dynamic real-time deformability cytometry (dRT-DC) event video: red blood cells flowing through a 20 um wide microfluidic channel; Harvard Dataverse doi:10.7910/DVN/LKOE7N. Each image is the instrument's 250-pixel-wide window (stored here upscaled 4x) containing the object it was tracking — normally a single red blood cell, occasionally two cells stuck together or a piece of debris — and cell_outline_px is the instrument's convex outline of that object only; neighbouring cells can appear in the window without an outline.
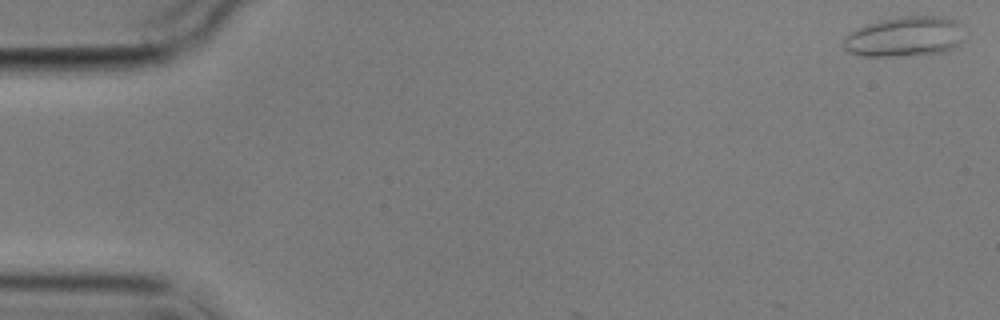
{"species": "common noctule bat (a hibernating species)", "species_latin": "Nyctalus noctula", "temperature_condition": "cold", "stored_images_in_passage": 2, "camera_frame_rate_fps": 3000, "um_per_image_px": 0.085, "animal": {"sex": "male", "body_mass_g": 17.9}, "frame": {"image": 1, "passage_image": 1, "time_ms": 0.0, "image_size_px": [1000, 320], "cell_outline_px": [[956, 44], [952, 48], [940, 52], [888, 56], [860, 56], [848, 52], [844, 48], [844, 36], [848, 32], [868, 24], [880, 20], [900, 16], [944, 16], [952, 20], [956, 24]], "centroid_in_image_um": [76.71, 3.11], "position_along_channel_um": 8.3, "area_um2": 27.11}}